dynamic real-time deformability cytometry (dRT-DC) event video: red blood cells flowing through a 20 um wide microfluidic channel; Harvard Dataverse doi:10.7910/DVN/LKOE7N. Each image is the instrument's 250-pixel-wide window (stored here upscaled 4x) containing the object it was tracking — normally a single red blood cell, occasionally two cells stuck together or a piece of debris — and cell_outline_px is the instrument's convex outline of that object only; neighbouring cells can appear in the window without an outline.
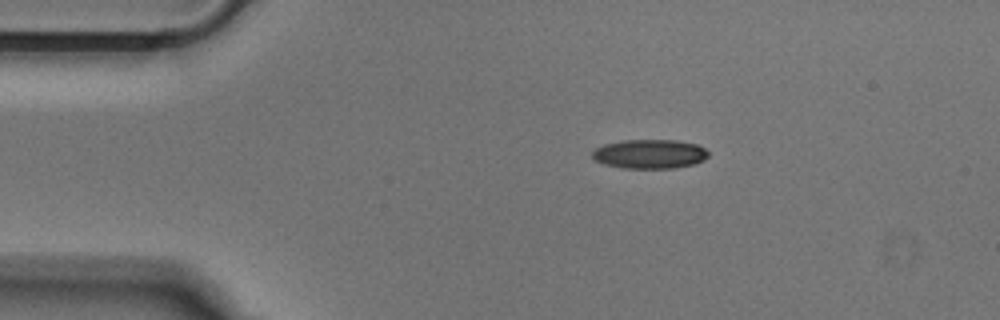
{"species": "Egyptian fruit bat (a non-hibernating species)", "species_latin": "Rousettus aegyptiacus", "temperature_condition": "cold", "stored_images_in_passage": 43, "camera_frame_rate_fps": 3000, "um_per_image_px": 0.085, "animal": {"sex": "male"}, "frame": {"image": 1, "passage_image": 1, "time_ms": 0.0, "image_size_px": [1000, 320], "cell_outline_px": [[708, 156], [704, 160], [692, 164], [676, 168], [620, 168], [604, 164], [596, 160], [592, 156], [592, 152], [596, 148], [604, 144], [624, 140], [676, 140], [696, 144], [704, 148], [708, 152]], "centroid_in_image_um": [55.22, 13.09], "position_along_channel_um": 29.8, "area_um2": 19.71}}
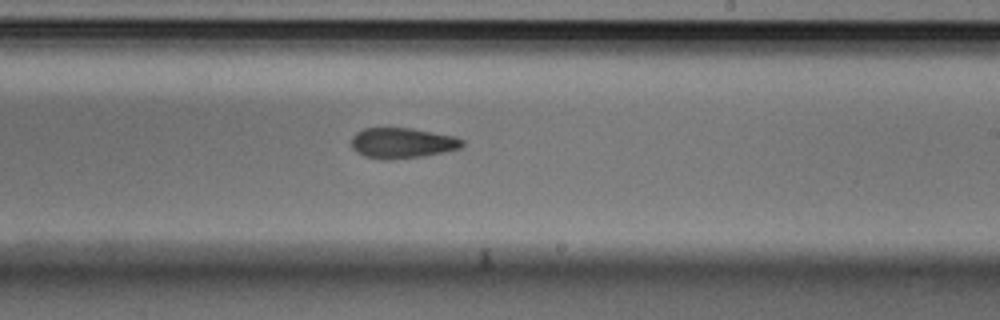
{"frame": {"image": 2, "passage_image": 22, "time_ms": 7.0, "image_size_px": [1000, 320], "cell_outline_px": [[464, 144], [460, 148], [424, 156], [392, 160], [384, 160], [364, 156], [356, 152], [352, 148], [352, 136], [356, 132], [364, 128], [412, 128], [456, 136], [464, 140]], "centroid_in_image_um": [34.19, 12.16], "position_along_channel_um": 254.8, "area_um2": 19.88}}
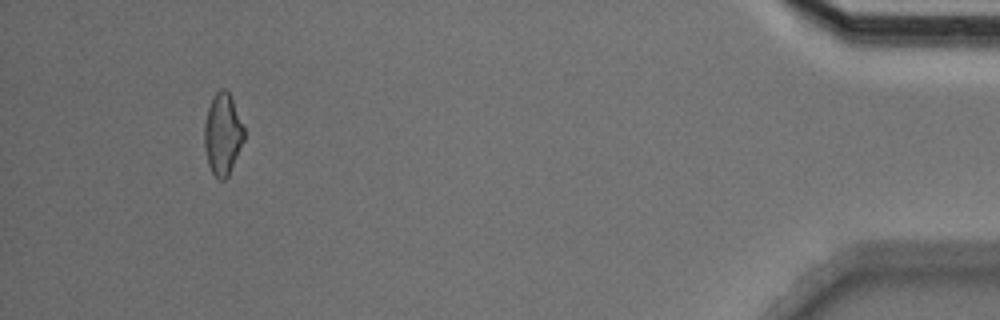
{"frame": {"image": 3, "passage_image": 40, "time_ms": 13.0, "image_size_px": [1000, 320], "cell_outline_px": [[244, 140], [228, 176], [224, 180], [220, 180], [212, 172], [208, 164], [204, 148], [204, 124], [208, 108], [216, 92], [220, 88], [224, 88], [228, 92], [232, 100], [244, 128]], "centroid_in_image_um": [18.91, 11.42], "position_along_channel_um": 416.3, "area_um2": 18.61}}